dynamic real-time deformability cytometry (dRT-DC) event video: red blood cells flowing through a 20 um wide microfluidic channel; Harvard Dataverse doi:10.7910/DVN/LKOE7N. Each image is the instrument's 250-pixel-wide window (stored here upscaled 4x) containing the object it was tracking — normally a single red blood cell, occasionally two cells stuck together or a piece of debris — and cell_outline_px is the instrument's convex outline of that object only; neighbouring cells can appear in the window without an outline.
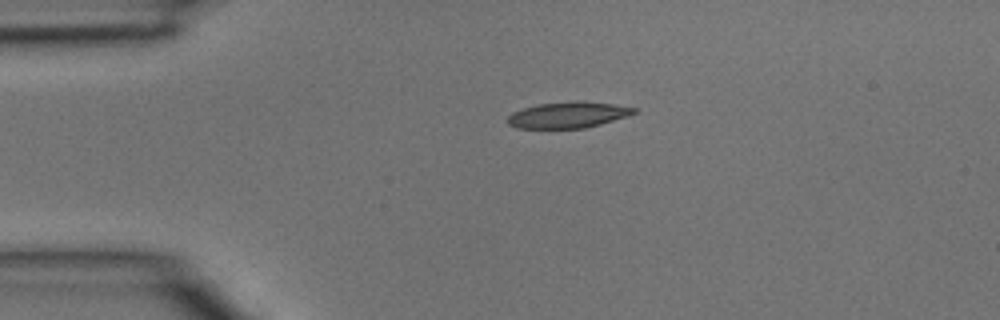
{"species": "common noctule bat (a hibernating species)", "species_latin": "Nyctalus noctula", "temperature_condition": "room temperature", "stored_images_in_passage": 2, "camera_frame_rate_fps": 3000, "um_per_image_px": 0.085, "animal": {"sex": "male", "body_mass_g": 15.6}, "frame": {"image": 1, "passage_image": 1, "time_ms": 0.0, "image_size_px": [1000, 320], "cell_outline_px": [[636, 112], [628, 116], [600, 124], [584, 128], [516, 128], [508, 124], [508, 116], [512, 112], [536, 104], [612, 104], [636, 108]], "centroid_in_image_um": [48.23, 9.82], "position_along_channel_um": 36.8, "area_um2": 18.09}}